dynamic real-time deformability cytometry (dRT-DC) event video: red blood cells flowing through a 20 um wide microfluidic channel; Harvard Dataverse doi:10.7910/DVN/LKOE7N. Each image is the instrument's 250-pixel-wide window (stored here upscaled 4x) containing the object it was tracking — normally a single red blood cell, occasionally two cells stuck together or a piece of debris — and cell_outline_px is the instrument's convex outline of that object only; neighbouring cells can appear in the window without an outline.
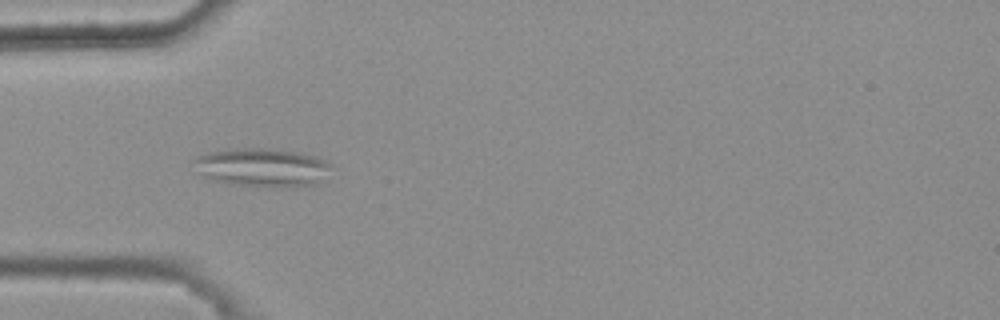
{"species": "common noctule bat (a hibernating species)", "species_latin": "Nyctalus noctula", "temperature_condition": "warm", "stored_images_in_passage": 10, "camera_frame_rate_fps": 3000, "um_per_image_px": 0.085, "animal": {"sex": "female", "body_mass_g": 25.1}, "frame": {"image": 1, "passage_image": 4, "time_ms": 1.0, "image_size_px": [1000, 320], "cell_outline_px": [[332, 164], [316, 184], [268, 188], [264, 188], [232, 184], [212, 180], [204, 176], [200, 172], [196, 160], [196, 156], [212, 152], [244, 148], [260, 148], [296, 152], [312, 156], [324, 160]], "centroid_in_image_um": [22.28, 14.25], "position_along_channel_um": 62.7, "area_um2": 30.0}}